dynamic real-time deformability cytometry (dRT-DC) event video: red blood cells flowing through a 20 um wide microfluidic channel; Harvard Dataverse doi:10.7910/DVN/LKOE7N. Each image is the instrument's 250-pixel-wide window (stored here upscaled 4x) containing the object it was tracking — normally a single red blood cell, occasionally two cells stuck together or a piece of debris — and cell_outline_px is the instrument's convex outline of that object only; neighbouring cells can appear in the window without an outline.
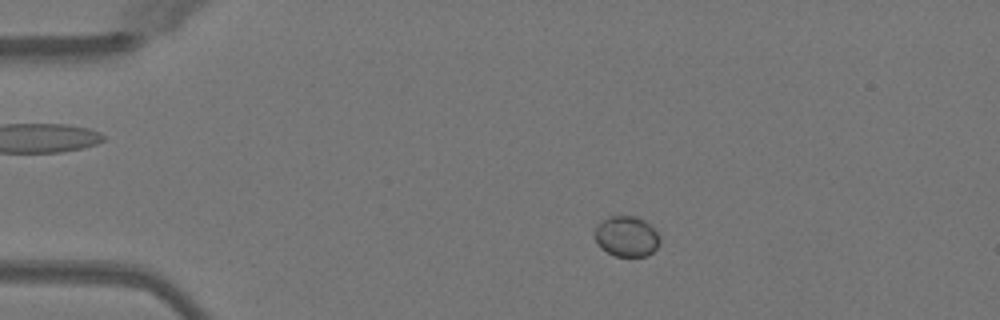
{"species": "Egyptian fruit bat (a non-hibernating species)", "species_latin": "Rousettus aegyptiacus", "temperature_condition": "warm", "stored_images_in_passage": 50, "camera_frame_rate_fps": 3000, "um_per_image_px": 0.085, "animal": {"sex": "female"}, "frame": {"image": 1, "passage_image": 9, "time_ms": 2.667, "image_size_px": [1000, 320], "cell_outline_px": [[660, 240], [656, 248], [648, 256], [616, 256], [600, 248], [596, 240], [596, 224], [608, 216], [632, 216], [644, 220], [660, 236]], "centroid_in_image_um": [53.25, 20.09], "position_along_channel_um": 31.8, "area_um2": 15.2}}
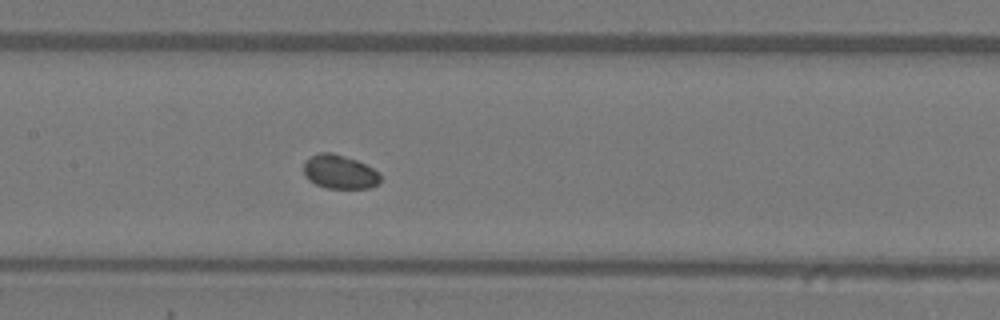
{"frame": {"image": 2, "passage_image": 24, "time_ms": 7.667, "image_size_px": [1000, 320], "cell_outline_px": [[380, 180], [376, 184], [368, 188], [328, 188], [316, 184], [308, 180], [304, 176], [304, 160], [320, 152], [332, 152], [356, 160], [380, 172]], "centroid_in_image_um": [28.84, 14.6], "position_along_channel_um": 178.6, "area_um2": 15.09}}
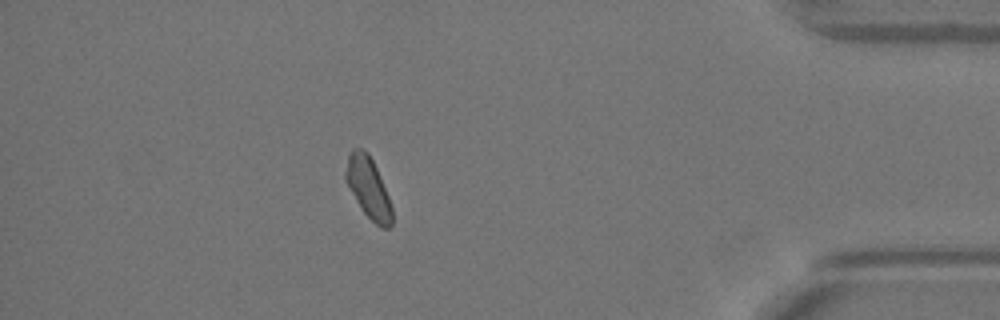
{"frame": {"image": 3, "passage_image": 44, "time_ms": 14.333, "image_size_px": [1000, 320], "cell_outline_px": [[392, 224], [388, 228], [384, 228], [376, 224], [360, 208], [344, 176], [344, 172], [348, 152], [352, 148], [360, 148], [368, 152], [376, 168], [388, 196], [392, 208]], "centroid_in_image_um": [31.28, 15.92], "position_along_channel_um": 403.9, "area_um2": 16.24}, "authors_computed_cell_mechanics": {"area_um2": 15.8372, "velocity_mm_per_s": 4.0174, "shape_relaxation_time_tau1_ms": null, "shape_relaxation_time_tau2_ms": 8.8197, "deformation_change_tau1": null, "deformation_change_tau2": 0.0831}}